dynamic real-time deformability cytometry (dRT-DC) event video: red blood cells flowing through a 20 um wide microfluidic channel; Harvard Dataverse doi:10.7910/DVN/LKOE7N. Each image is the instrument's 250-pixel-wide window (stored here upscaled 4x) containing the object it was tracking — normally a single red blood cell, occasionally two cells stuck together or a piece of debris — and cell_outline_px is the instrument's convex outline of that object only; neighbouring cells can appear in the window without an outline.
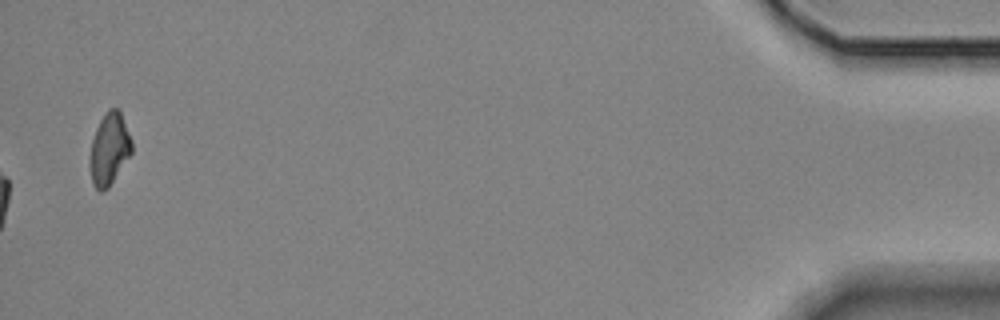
{"species": "Egyptian fruit bat (a non-hibernating species)", "species_latin": "Rousettus aegyptiacus", "temperature_condition": "room temperature", "stored_images_in_passage": 16, "camera_frame_rate_fps": 3000, "um_per_image_px": 0.085, "animal": {"sex": "female"}, "frame": {"image": 1, "passage_image": 16, "time_ms": 17.0, "image_size_px": [1000, 320], "cell_outline_px": [[132, 152], [108, 188], [100, 192], [92, 184], [88, 164], [88, 160], [92, 140], [96, 128], [100, 120], [108, 108], [116, 108], [120, 112], [132, 140]], "centroid_in_image_um": [9.26, 12.69], "position_along_channel_um": 425.9, "area_um2": 17.63}, "authors_computed_cell_mechanics": {"area_um2": 21.5305, "velocity_mm_per_s": 3.5311, "shape_relaxation_time_tau1_ms": null, "shape_relaxation_time_tau2_ms": 0.9322, "deformation_change_tau1": null, "deformation_change_tau2": 0.046}}